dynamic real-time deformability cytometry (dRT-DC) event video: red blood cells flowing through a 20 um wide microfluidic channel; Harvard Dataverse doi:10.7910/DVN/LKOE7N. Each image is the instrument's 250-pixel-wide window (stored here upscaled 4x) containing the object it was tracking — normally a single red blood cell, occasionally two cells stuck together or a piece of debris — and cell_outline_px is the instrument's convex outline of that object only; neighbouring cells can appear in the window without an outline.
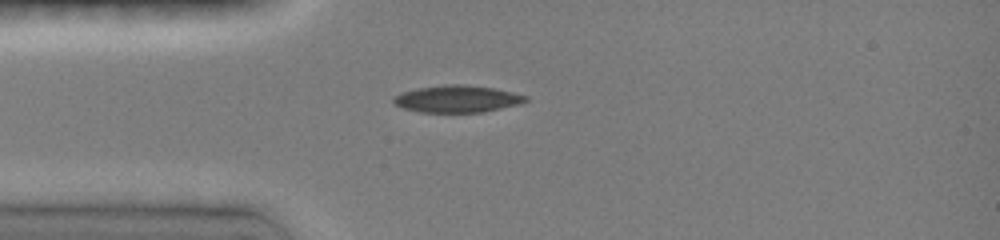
{"species": "common noctule bat (a hibernating species)", "species_latin": "Nyctalus noctula", "temperature_condition": "room temperature", "stored_images_in_passage": 19, "camera_frame_rate_fps": 3000, "um_per_image_px": 0.085, "animal": {"sex": "female", "body_mass_g": 19.0, "forearm_length_mm": 51.5}, "frame": {"image": 1, "passage_image": 1, "time_ms": 0.0, "image_size_px": [1000, 240], "cell_outline_px": [[528, 100], [520, 104], [484, 112], [420, 112], [404, 108], [396, 104], [392, 100], [400, 92], [416, 88], [448, 84], [464, 84], [492, 88], [512, 92], [528, 96]], "centroid_in_image_um": [38.87, 8.4], "position_along_channel_um": 46.1, "area_um2": 20.75}}
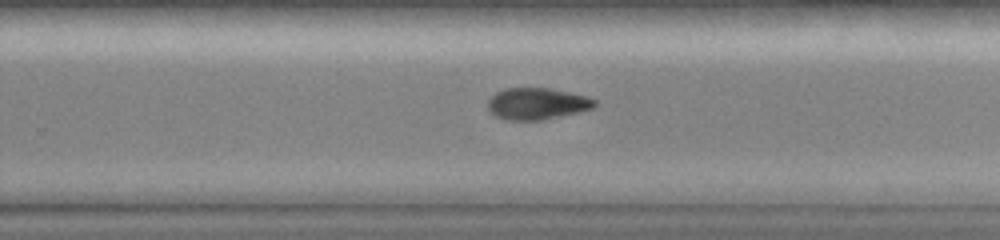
{"frame": {"image": 2, "passage_image": 16, "time_ms": 6.0, "image_size_px": [1000, 240], "cell_outline_px": [[596, 104], [592, 108], [576, 112], [540, 120], [508, 120], [496, 116], [488, 108], [488, 100], [496, 92], [508, 88], [548, 88], [588, 96], [596, 100]], "centroid_in_image_um": [45.64, 8.8], "position_along_channel_um": 284.2, "area_um2": 19.36}}
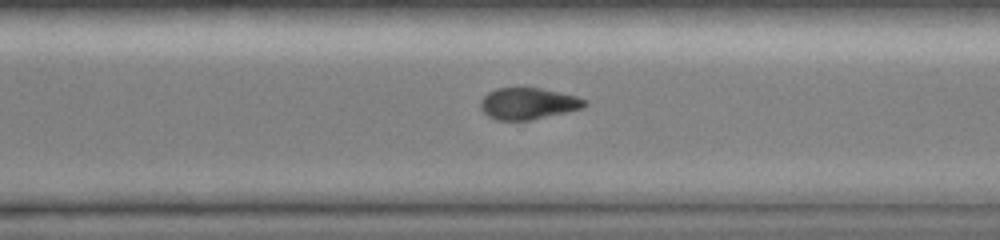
{"frame": {"image": 3, "passage_image": 19, "time_ms": 7.0, "image_size_px": [1000, 240], "cell_outline_px": [[588, 104], [584, 108], [528, 120], [496, 120], [488, 116], [480, 108], [480, 100], [488, 92], [496, 88], [540, 88], [576, 96], [588, 100]], "centroid_in_image_um": [44.88, 8.8], "position_along_channel_um": 325.7, "area_um2": 19.07}}